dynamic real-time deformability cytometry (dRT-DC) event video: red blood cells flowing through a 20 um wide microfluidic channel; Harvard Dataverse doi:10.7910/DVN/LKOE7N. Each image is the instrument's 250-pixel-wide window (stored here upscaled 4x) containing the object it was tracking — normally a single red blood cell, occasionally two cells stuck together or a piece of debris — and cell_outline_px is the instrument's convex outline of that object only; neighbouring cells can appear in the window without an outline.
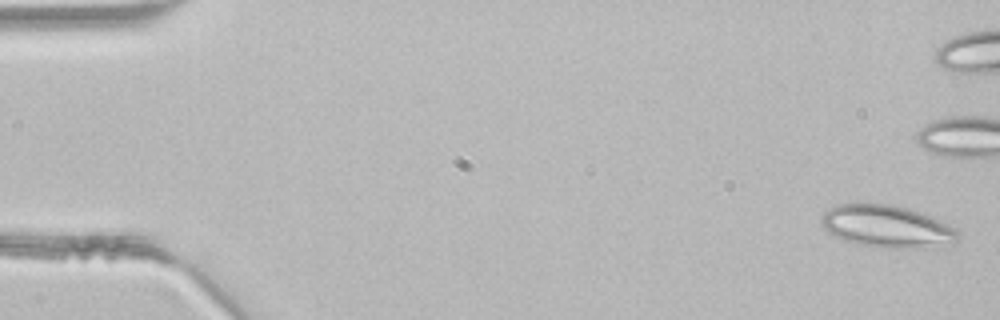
{"species": "common noctule bat (a hibernating species)", "species_latin": "Nyctalus noctula", "temperature_condition": "room temperature", "stored_images_in_passage": 36, "camera_frame_rate_fps": 3000, "um_per_image_px": 0.085, "animal": {"sex": "male", "body_mass_g": 21.5, "forearm_length_mm": 52.0}, "frame": {"image": 1, "passage_image": 1, "time_ms": 0.0, "image_size_px": [1000, 320], "cell_outline_px": [[960, 236], [956, 240], [920, 248], [896, 248], [860, 244], [844, 240], [828, 232], [824, 228], [820, 220], [820, 216], [824, 212], [836, 204], [892, 204], [908, 208], [932, 216], [956, 228], [960, 232]], "centroid_in_image_um": [75.36, 19.22], "position_along_channel_um": 9.6, "area_um2": 33.23}}
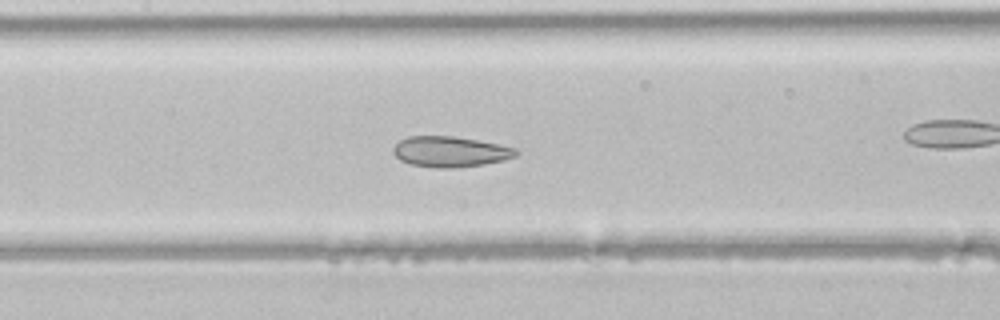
{"frame": {"image": 2, "passage_image": 21, "time_ms": 6.667, "image_size_px": [1000, 320], "cell_outline_px": [[520, 152], [516, 156], [504, 160], [484, 164], [452, 168], [444, 168], [408, 164], [400, 160], [392, 152], [392, 148], [400, 140], [408, 136], [452, 136], [500, 144], [516, 148]], "centroid_in_image_um": [38.27, 12.89], "position_along_channel_um": 169.1, "area_um2": 21.91}}
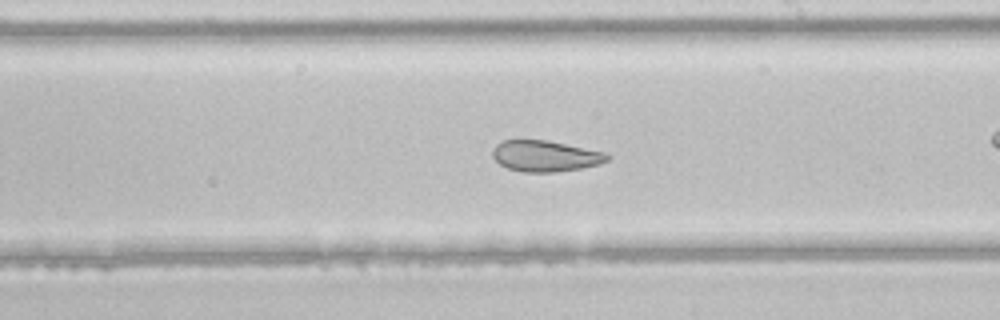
{"frame": {"image": 3, "passage_image": 26, "time_ms": 8.333, "image_size_px": [1000, 320], "cell_outline_px": [[612, 156], [608, 160], [600, 164], [580, 168], [556, 172], [524, 172], [508, 168], [500, 164], [492, 156], [492, 152], [496, 144], [504, 140], [548, 140], [604, 152]], "centroid_in_image_um": [46.36, 13.26], "position_along_channel_um": 242.6, "area_um2": 20.69}}